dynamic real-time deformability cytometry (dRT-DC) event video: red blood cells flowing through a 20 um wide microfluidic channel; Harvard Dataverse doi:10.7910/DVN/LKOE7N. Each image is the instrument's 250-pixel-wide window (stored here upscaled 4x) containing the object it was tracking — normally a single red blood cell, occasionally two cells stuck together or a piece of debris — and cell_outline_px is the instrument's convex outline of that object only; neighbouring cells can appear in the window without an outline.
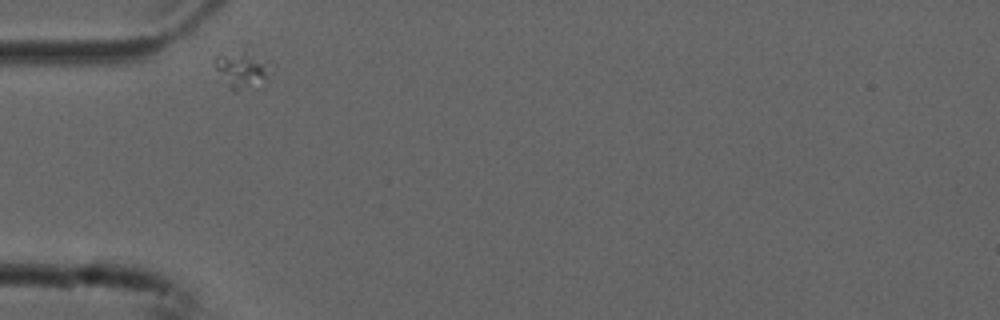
{"species": "common noctule bat (a hibernating species)", "species_latin": "Nyctalus noctula", "temperature_condition": "cold", "stored_images_in_passage": 3, "camera_frame_rate_fps": 3000, "um_per_image_px": 0.085, "animal": {"sex": "male", "forearm_length_mm": 52.5}, "frame": {"image": 1, "passage_image": 1, "time_ms": 0.0, "image_size_px": [1000, 320], "cell_outline_px": [[268, 60], [264, 88], [236, 92], [232, 92], [212, 64], [212, 60], [216, 56], [244, 44]], "centroid_in_image_um": [20.55, 5.85], "position_along_channel_um": 64.4, "area_um2": 13.47}}
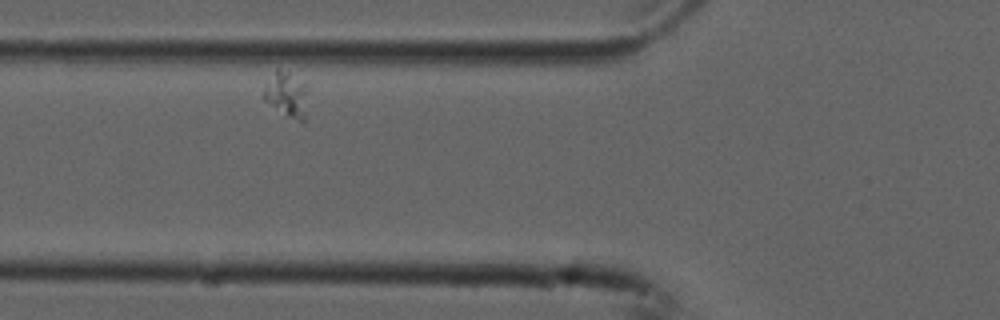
{"frame": {"image": 2, "passage_image": 2, "time_ms": 0.333, "image_size_px": [1000, 320], "cell_outline_px": [[308, 92], [304, 120], [300, 120], [288, 116], [264, 100], [260, 96], [276, 68], [288, 72], [308, 84]], "centroid_in_image_um": [24.38, 7.99], "position_along_channel_um": 101.4, "area_um2": 11.5}}
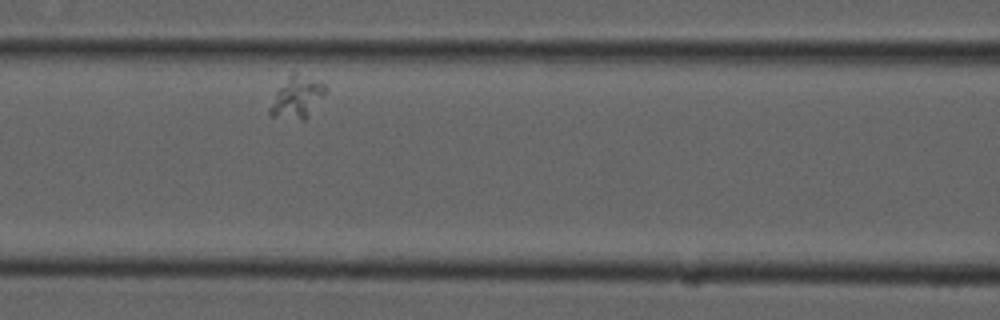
{"frame": {"image": 3, "passage_image": 3, "time_ms": 0.667, "image_size_px": [1000, 320], "cell_outline_px": [[324, 92], [308, 116], [304, 120], [300, 120], [272, 116], [268, 112], [268, 108], [276, 92], [288, 76], [292, 72], [296, 72], [320, 80], [324, 84]], "centroid_in_image_um": [25.2, 8.25], "position_along_channel_um": 141.4, "area_um2": 13.24}}